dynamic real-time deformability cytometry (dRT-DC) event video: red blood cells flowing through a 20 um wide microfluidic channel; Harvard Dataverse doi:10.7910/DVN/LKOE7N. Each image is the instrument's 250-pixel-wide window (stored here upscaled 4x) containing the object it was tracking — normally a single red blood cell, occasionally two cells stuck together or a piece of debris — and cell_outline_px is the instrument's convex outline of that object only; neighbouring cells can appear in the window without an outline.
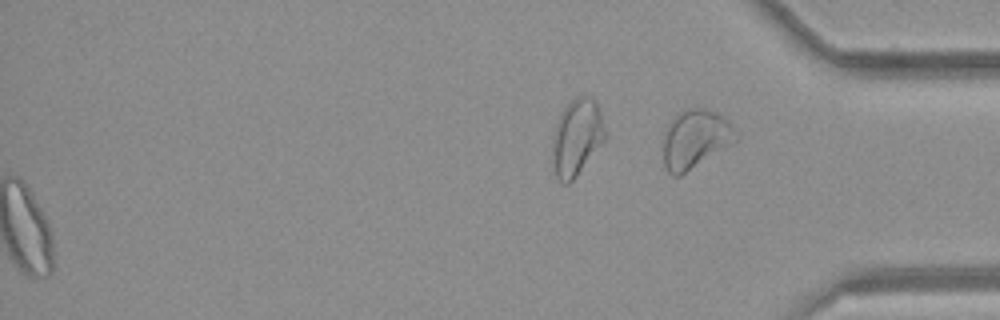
{"species": "common noctule bat (a hibernating species)", "species_latin": "Nyctalus noctula", "temperature_condition": "room temperature", "stored_images_in_passage": 34, "segment_of_instrument_passage": [2, 2], "camera_frame_rate_fps": 3000, "um_per_image_px": 0.085, "animal": {"sex": "female", "body_mass_g": 21.9}, "frame": {"image": 1, "passage_image": 34, "time_ms": 11.0, "image_size_px": [1000, 320], "cell_outline_px": [[740, 140], [736, 144], [680, 176], [672, 176], [668, 172], [664, 164], [664, 132], [668, 124], [680, 112], [688, 108], [704, 108], [716, 112], [724, 116], [732, 124]], "centroid_in_image_um": [59.17, 11.84], "position_along_channel_um": 376.0, "area_um2": 25.43}}